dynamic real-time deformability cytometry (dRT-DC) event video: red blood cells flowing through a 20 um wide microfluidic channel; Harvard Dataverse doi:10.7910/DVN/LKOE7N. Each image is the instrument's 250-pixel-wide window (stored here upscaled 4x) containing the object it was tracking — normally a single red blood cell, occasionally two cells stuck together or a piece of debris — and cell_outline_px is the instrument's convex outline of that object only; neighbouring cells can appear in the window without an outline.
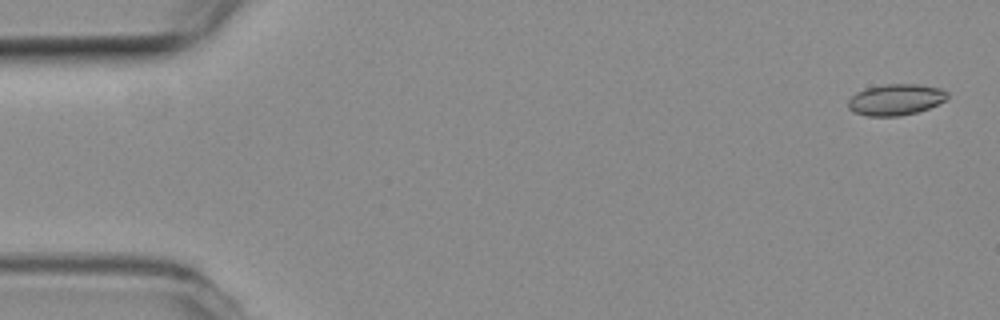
{"species": "common noctule bat (a hibernating species)", "species_latin": "Nyctalus noctula", "temperature_condition": "room temperature", "stored_images_in_passage": 54, "camera_frame_rate_fps": 3000, "um_per_image_px": 0.085, "animal": {"sex": "female", "body_mass_g": 19.3, "forearm_length_mm": 54.1}, "frame": {"image": 1, "passage_image": 2, "time_ms": 0.333, "image_size_px": [1000, 320], "cell_outline_px": [[948, 96], [944, 100], [928, 108], [916, 112], [900, 116], [868, 116], [852, 112], [848, 108], [848, 100], [856, 92], [868, 88], [884, 84], [916, 84], [940, 88], [948, 92]], "centroid_in_image_um": [76.1, 8.47], "position_along_channel_um": 8.9, "area_um2": 17.92}}
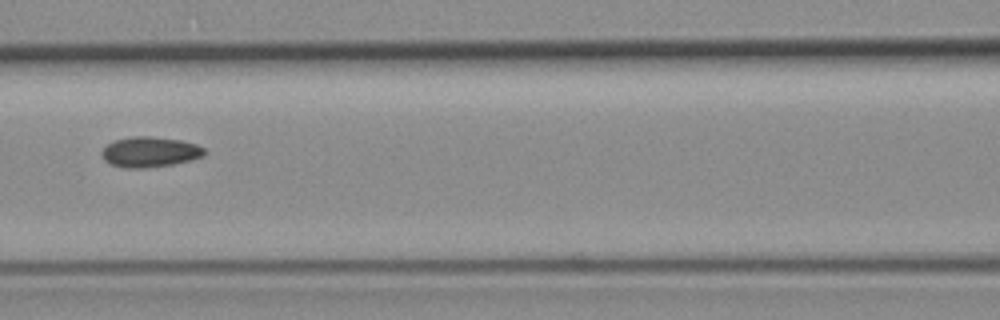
{"frame": {"image": 2, "passage_image": 24, "time_ms": 7.667, "image_size_px": [1000, 320], "cell_outline_px": [[208, 152], [204, 156], [192, 160], [172, 164], [144, 168], [124, 168], [108, 164], [104, 160], [100, 152], [108, 144], [116, 140], [132, 136], [148, 136], [180, 140], [196, 144], [204, 148]], "centroid_in_image_um": [12.74, 12.93], "position_along_channel_um": 153.9, "area_um2": 18.26}}
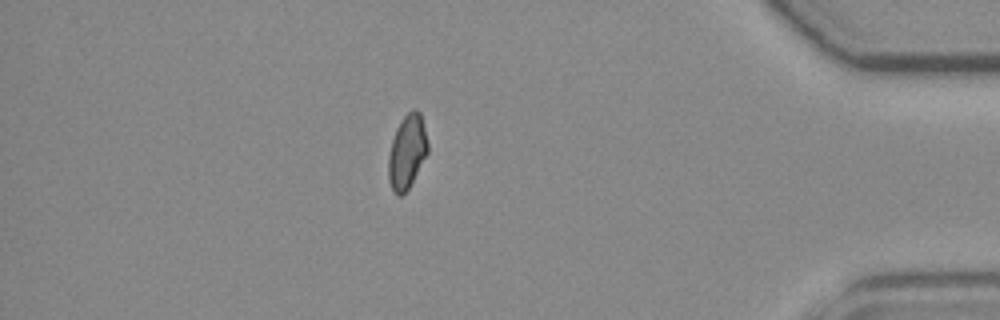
{"frame": {"image": 3, "passage_image": 47, "time_ms": 15.333, "image_size_px": [1000, 320], "cell_outline_px": [[428, 152], [408, 188], [400, 196], [396, 196], [388, 180], [388, 156], [392, 140], [396, 128], [404, 116], [412, 108], [416, 108], [420, 112], [428, 144]], "centroid_in_image_um": [34.58, 12.88], "position_along_channel_um": 400.6, "area_um2": 16.82}, "authors_computed_cell_mechanics": {"area_um2": 17.3111, "velocity_mm_per_s": 3.8071, "shape_relaxation_time_tau1_ms": null, "shape_relaxation_time_tau2_ms": 4.9285, "deformation_change_tau1": null, "deformation_change_tau2": 0.073}}